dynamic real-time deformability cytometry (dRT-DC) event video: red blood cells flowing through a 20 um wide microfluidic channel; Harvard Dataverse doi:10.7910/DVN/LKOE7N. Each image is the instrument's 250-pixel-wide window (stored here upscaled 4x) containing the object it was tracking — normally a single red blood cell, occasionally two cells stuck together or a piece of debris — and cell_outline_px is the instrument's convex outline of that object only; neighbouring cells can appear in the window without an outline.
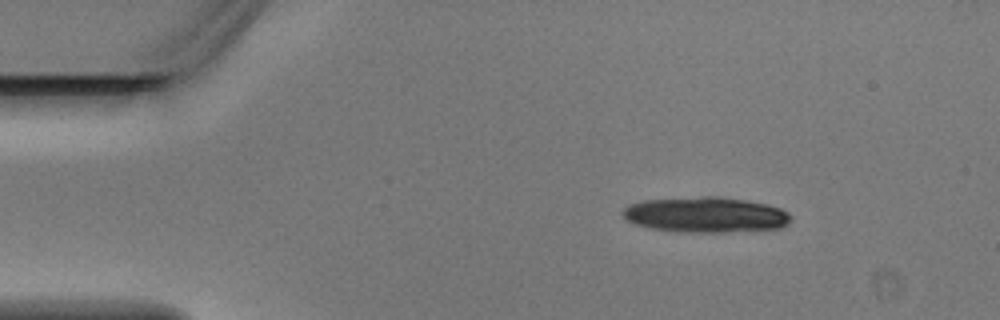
{"species": "Egyptian fruit bat (a non-hibernating species)", "species_latin": "Rousettus aegyptiacus", "temperature_condition": "warm", "stored_images_in_passage": 3, "camera_frame_rate_fps": 3000, "um_per_image_px": 0.085, "animal": {"sex": "male"}, "frame": {"image": 1, "passage_image": 1, "time_ms": 0.0, "image_size_px": [1000, 320], "cell_outline_px": [[792, 220], [788, 224], [780, 228], [724, 232], [684, 232], [652, 228], [636, 224], [628, 220], [620, 212], [628, 204], [644, 200], [700, 196], [720, 196], [748, 200], [768, 204], [780, 208], [788, 212], [792, 216]], "centroid_in_image_um": [60.02, 18.24], "position_along_channel_um": 25.0, "area_um2": 34.97}}